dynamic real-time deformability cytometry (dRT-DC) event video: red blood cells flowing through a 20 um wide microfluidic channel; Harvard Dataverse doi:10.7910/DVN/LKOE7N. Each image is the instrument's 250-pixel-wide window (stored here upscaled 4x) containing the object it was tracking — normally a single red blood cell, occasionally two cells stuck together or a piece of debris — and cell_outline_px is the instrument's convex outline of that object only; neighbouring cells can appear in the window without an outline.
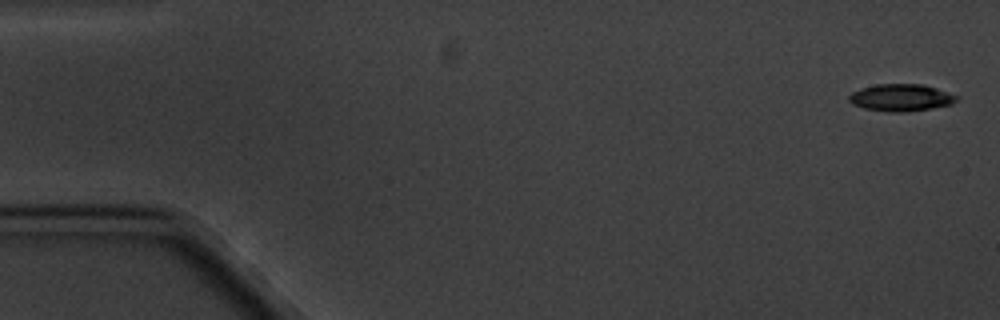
{"species": "common noctule bat (a hibernating species)", "species_latin": "Nyctalus noctula", "temperature_condition": "cold", "stored_images_in_passage": 11, "camera_frame_rate_fps": 3000, "um_per_image_px": 0.085, "animal": {"sex": "male", "body_mass_g": 20.1, "forearm_length_mm": 53.5}, "frame": {"image": 1, "passage_image": 1, "time_ms": 0.0, "image_size_px": [1000, 320], "cell_outline_px": [[960, 96], [952, 104], [932, 108], [904, 112], [892, 112], [864, 108], [852, 104], [848, 100], [848, 96], [852, 92], [860, 88], [876, 84], [920, 84], [936, 88]], "centroid_in_image_um": [76.57, 8.29], "position_along_channel_um": 8.4, "area_um2": 16.99}}
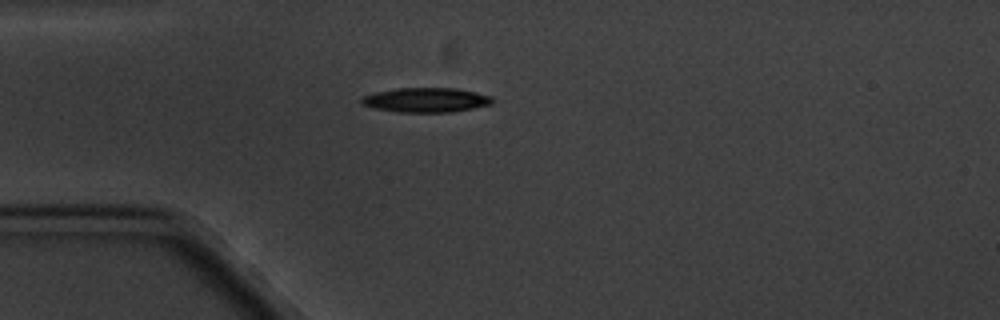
{"frame": {"image": 2, "passage_image": 5, "time_ms": 4.667, "image_size_px": [1000, 320], "cell_outline_px": [[492, 104], [452, 112], [396, 112], [376, 108], [360, 104], [360, 96], [376, 92], [396, 88], [456, 88], [476, 92], [492, 96]], "centroid_in_image_um": [36.18, 8.49], "position_along_channel_um": 48.8, "area_um2": 18.79}}
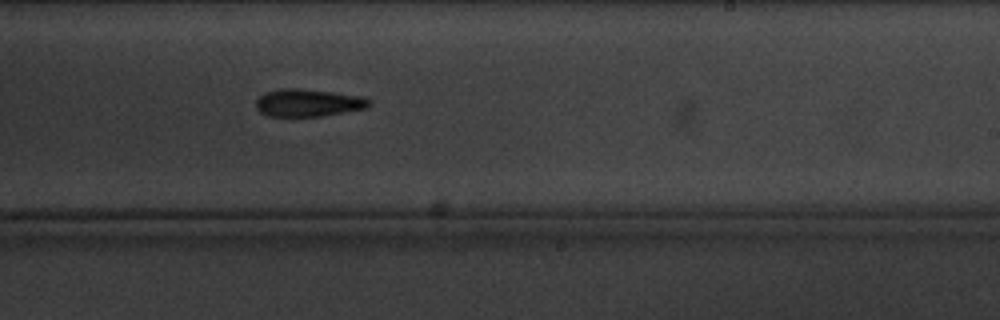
{"frame": {"image": 3, "passage_image": 11, "time_ms": 11.333, "image_size_px": [1000, 320], "cell_outline_px": [[372, 104], [368, 108], [320, 116], [268, 116], [260, 112], [256, 108], [256, 100], [264, 92], [280, 88], [300, 88], [364, 96], [372, 100]], "centroid_in_image_um": [26.22, 8.72], "position_along_channel_um": 262.8, "area_um2": 18.38}}